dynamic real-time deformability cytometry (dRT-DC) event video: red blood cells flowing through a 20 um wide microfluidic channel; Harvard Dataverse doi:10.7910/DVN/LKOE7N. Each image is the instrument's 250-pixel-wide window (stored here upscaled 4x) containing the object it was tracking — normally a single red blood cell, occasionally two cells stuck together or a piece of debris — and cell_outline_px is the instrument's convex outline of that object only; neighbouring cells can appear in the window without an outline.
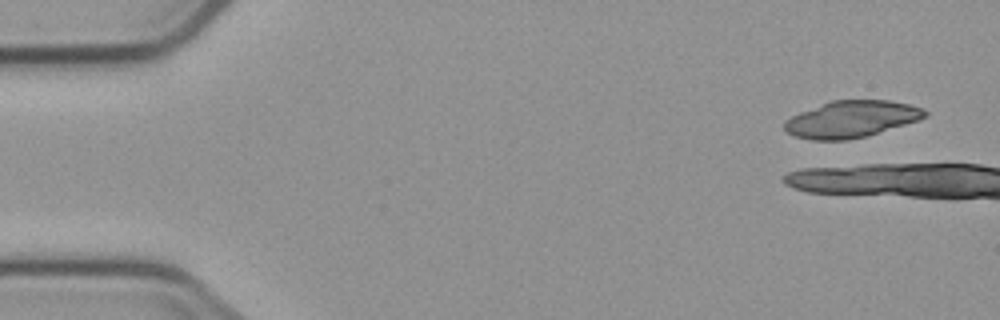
{"species": "common noctule bat (a hibernating species)", "species_latin": "Nyctalus noctula", "temperature_condition": "cold", "stored_images_in_passage": 1, "camera_frame_rate_fps": 3000, "um_per_image_px": 0.085, "animal": {"sex": "male", "body_mass_g": 23.1, "forearm_length_mm": 52.7}, "frame": {"image": 1, "passage_image": 1, "time_ms": 0.0, "image_size_px": [1000, 320], "cell_outline_px": [[928, 116], [920, 120], [864, 136], [848, 140], [812, 140], [796, 136], [784, 132], [784, 120], [800, 112], [832, 100], [888, 100], [908, 104], [924, 108], [928, 112]], "centroid_in_image_um": [72.37, 10.12], "position_along_channel_um": 12.6, "area_um2": 30.0}}